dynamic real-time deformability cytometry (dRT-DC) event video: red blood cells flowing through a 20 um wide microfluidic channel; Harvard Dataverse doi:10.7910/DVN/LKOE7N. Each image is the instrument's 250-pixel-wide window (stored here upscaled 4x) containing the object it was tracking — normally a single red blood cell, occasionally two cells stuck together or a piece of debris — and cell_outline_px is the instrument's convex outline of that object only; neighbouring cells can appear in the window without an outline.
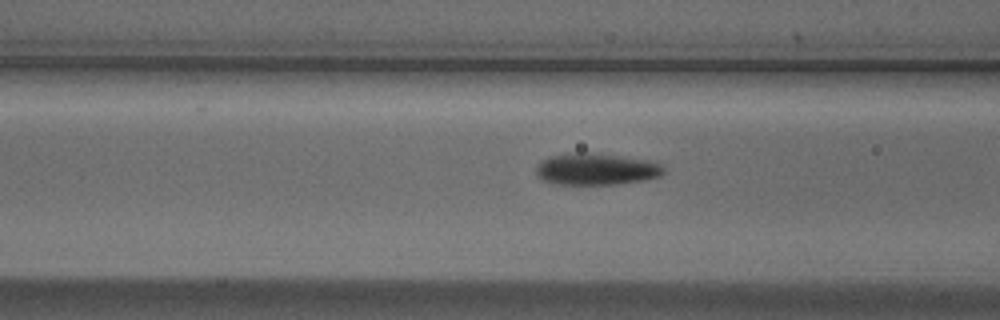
{"species": "Egyptian fruit bat (a non-hibernating species)", "species_latin": "Rousettus aegyptiacus", "temperature_condition": "cold", "stored_images_in_passage": 15, "camera_frame_rate_fps": 3000, "um_per_image_px": 0.085, "animal": {"sex": "male"}, "frame": {"image": 1, "passage_image": 13, "time_ms": 4.0, "image_size_px": [1000, 320], "cell_outline_px": [[664, 172], [660, 176], [644, 180], [616, 184], [552, 184], [540, 180], [536, 176], [536, 168], [544, 160], [552, 156], [584, 152], [588, 152], [652, 160], [660, 164], [664, 168]], "centroid_in_image_um": [50.69, 14.39], "position_along_channel_um": 115.9, "area_um2": 23.52}}